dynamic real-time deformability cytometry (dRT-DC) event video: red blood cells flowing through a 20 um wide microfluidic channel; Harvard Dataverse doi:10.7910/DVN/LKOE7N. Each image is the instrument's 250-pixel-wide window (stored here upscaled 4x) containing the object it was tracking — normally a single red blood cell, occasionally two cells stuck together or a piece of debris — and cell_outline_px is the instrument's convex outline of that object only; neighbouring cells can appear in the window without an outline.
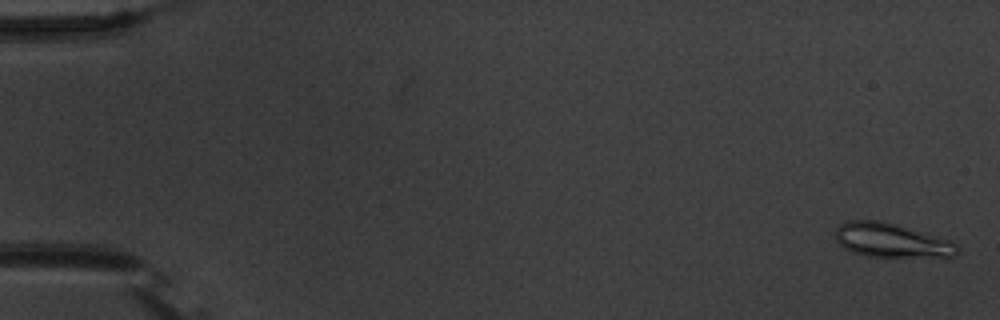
{"species": "common noctule bat (a hibernating species)", "species_latin": "Nyctalus noctula", "temperature_condition": "warm", "stored_images_in_passage": 56, "camera_frame_rate_fps": 3000, "um_per_image_px": 0.085, "animal": {"sex": "male", "body_mass_g": 20.1, "forearm_length_mm": 53.5}, "frame": {"image": 1, "passage_image": 2, "time_ms": 0.333, "image_size_px": [1000, 320], "cell_outline_px": [[960, 252], [956, 256], [868, 256], [852, 252], [844, 248], [836, 240], [836, 228], [844, 220], [880, 220], [948, 240], [956, 244], [960, 248]], "centroid_in_image_um": [75.72, 20.42], "position_along_channel_um": 9.3, "area_um2": 23.76}}
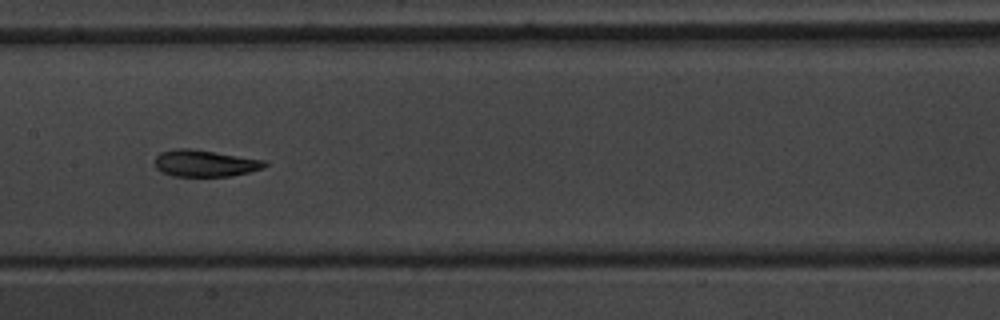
{"frame": {"image": 2, "passage_image": 29, "time_ms": 9.333, "image_size_px": [1000, 320], "cell_outline_px": [[268, 164], [264, 168], [232, 176], [172, 176], [156, 168], [156, 156], [160, 152], [176, 148], [192, 148], [268, 160]], "centroid_in_image_um": [17.47, 13.87], "position_along_channel_um": 189.9, "area_um2": 17.28}}
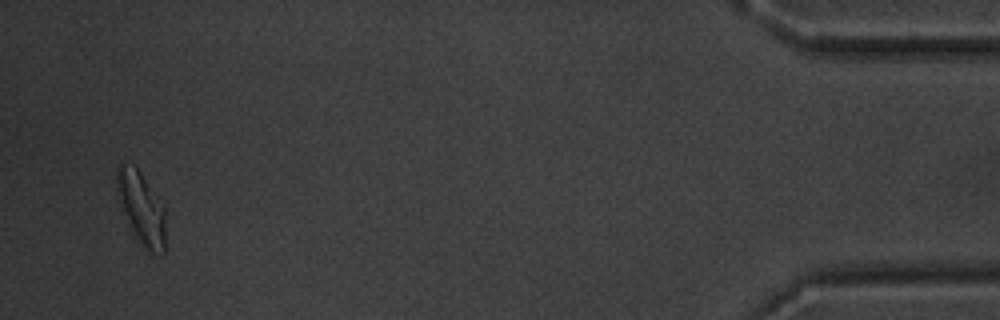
{"frame": {"image": 3, "passage_image": 54, "time_ms": 17.667, "image_size_px": [1000, 320], "cell_outline_px": [[164, 252], [148, 252], [136, 240], [128, 228], [116, 192], [116, 168], [120, 160], [132, 164], [140, 172], [164, 208]], "centroid_in_image_um": [11.94, 17.66], "position_along_channel_um": 423.3, "area_um2": 20.75}, "authors_computed_cell_mechanics": {"area_um2": 18.2648, "velocity_mm_per_s": 3.7121, "shape_relaxation_time_tau1_ms": 4.0729, "shape_relaxation_time_tau2_ms": 1.9604, "deformation_change_tau1": 0.1322, "deformation_change_tau2": 0.0897}}